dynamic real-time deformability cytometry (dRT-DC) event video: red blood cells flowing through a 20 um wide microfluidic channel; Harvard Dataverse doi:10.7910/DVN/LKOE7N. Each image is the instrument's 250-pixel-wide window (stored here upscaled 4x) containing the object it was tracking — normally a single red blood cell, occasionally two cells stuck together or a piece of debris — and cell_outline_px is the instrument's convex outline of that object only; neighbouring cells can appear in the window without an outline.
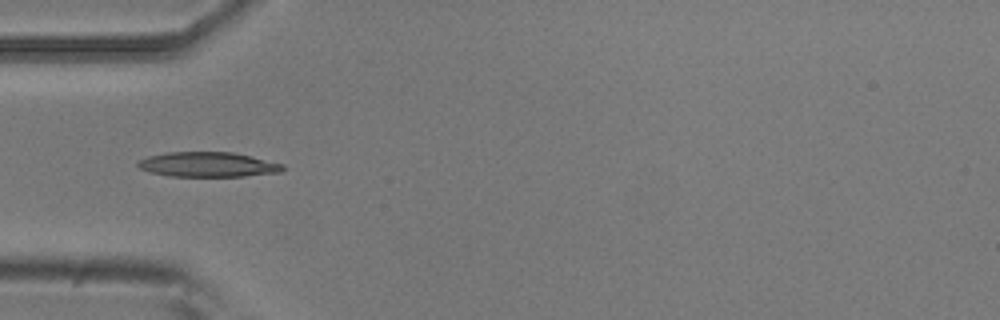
{"species": "common noctule bat (a hibernating species)", "species_latin": "Nyctalus noctula", "temperature_condition": "room temperature", "stored_images_in_passage": 4, "camera_frame_rate_fps": 3000, "um_per_image_px": 0.085, "animal": {"sex": "male", "body_mass_g": 20.5, "forearm_length_mm": 52.5}, "frame": {"image": 1, "passage_image": 3, "time_ms": 3.333, "image_size_px": [1000, 320], "cell_outline_px": [[284, 168], [280, 172], [244, 176], [168, 176], [148, 172], [140, 168], [136, 164], [140, 160], [148, 156], [168, 152], [232, 152], [284, 164]], "centroid_in_image_um": [17.64, 13.98], "position_along_channel_um": 67.4, "area_um2": 20.87}}